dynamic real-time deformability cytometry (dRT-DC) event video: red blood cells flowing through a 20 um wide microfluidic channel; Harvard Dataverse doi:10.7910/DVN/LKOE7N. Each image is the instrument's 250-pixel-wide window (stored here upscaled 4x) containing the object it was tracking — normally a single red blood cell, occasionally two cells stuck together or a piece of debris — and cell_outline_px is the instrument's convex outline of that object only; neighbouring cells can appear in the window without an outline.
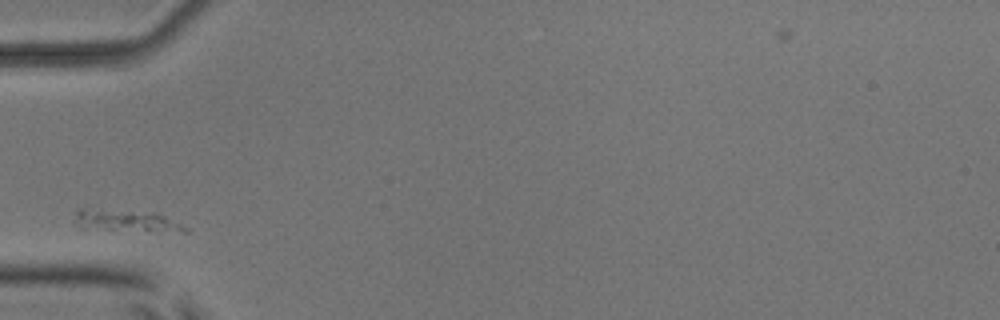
{"species": "common noctule bat (a hibernating species)", "species_latin": "Nyctalus noctula", "temperature_condition": "room temperature", "stored_images_in_passage": 2, "camera_frame_rate_fps": 3000, "um_per_image_px": 0.085, "animal": {"sex": "male", "body_mass_g": 17.9, "forearm_length_mm": 54.2}, "frame": {"image": 1, "passage_image": 1, "time_ms": 0.0, "image_size_px": [1000, 320], "cell_outline_px": [[188, 232], [184, 232], [80, 228], [72, 220], [76, 208], [84, 208], [156, 212], [188, 228]], "centroid_in_image_um": [10.63, 18.74], "position_along_channel_um": 74.4, "area_um2": 14.16}}
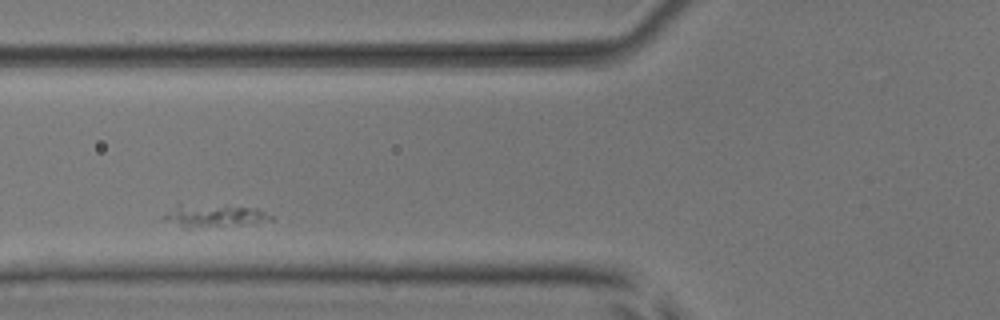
{"frame": {"image": 2, "passage_image": 2, "time_ms": 0.333, "image_size_px": [1000, 320], "cell_outline_px": [[276, 216], [272, 220], [188, 228], [184, 228], [160, 216], [176, 200], [256, 208]], "centroid_in_image_um": [18.01, 18.23], "position_along_channel_um": 107.8, "area_um2": 14.74}}